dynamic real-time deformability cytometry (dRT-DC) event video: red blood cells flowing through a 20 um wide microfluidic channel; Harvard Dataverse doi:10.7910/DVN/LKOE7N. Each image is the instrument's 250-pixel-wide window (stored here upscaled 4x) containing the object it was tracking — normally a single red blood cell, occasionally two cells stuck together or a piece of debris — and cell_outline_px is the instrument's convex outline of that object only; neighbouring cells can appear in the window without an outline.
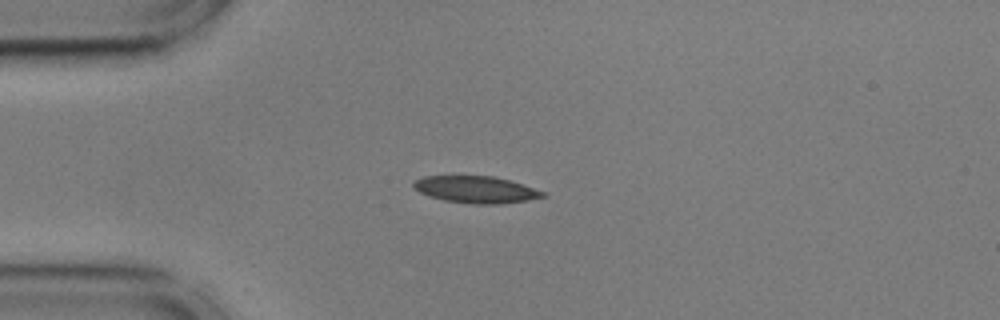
{"species": "common noctule bat (a hibernating species)", "species_latin": "Nyctalus noctula", "temperature_condition": "cold", "stored_images_in_passage": 26, "camera_frame_rate_fps": 3000, "um_per_image_px": 0.085, "animal": {"sex": "male", "body_mass_g": 17.9, "forearm_length_mm": 54.2}, "frame": {"image": 1, "passage_image": 4, "time_ms": 1.0, "image_size_px": [1000, 320], "cell_outline_px": [[548, 196], [528, 200], [500, 204], [472, 204], [444, 200], [428, 196], [412, 188], [412, 180], [424, 176], [492, 176], [508, 180], [544, 192]], "centroid_in_image_um": [40.39, 16.11], "position_along_channel_um": 44.6, "area_um2": 20.23}}
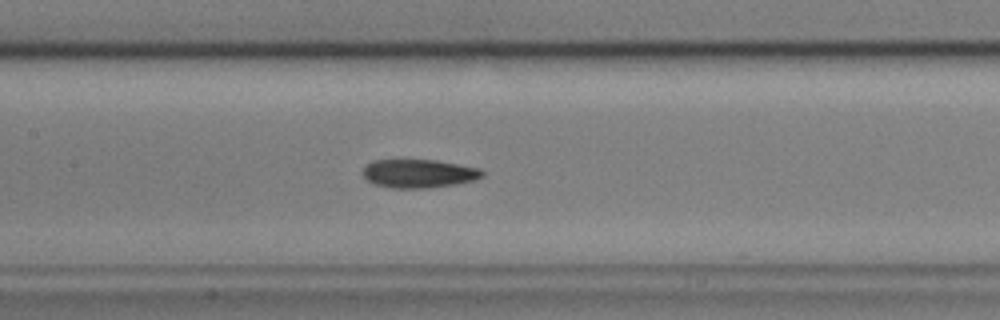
{"frame": {"image": 2, "passage_image": 16, "time_ms": 5.0, "image_size_px": [1000, 320], "cell_outline_px": [[484, 176], [476, 180], [456, 184], [428, 188], [392, 188], [376, 184], [368, 180], [360, 172], [364, 164], [372, 160], [436, 160], [480, 168], [484, 172]], "centroid_in_image_um": [35.58, 14.74], "position_along_channel_um": 171.8, "area_um2": 20.06}}